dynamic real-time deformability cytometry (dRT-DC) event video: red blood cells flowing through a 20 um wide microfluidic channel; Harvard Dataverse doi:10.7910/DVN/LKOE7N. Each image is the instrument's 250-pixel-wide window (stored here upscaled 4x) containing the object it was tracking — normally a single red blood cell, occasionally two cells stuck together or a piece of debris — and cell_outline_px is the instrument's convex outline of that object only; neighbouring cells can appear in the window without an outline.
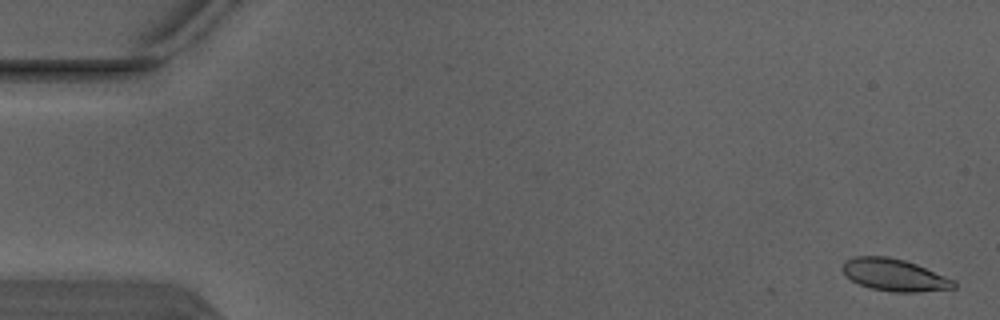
{"species": "Egyptian fruit bat (a non-hibernating species)", "species_latin": "Rousettus aegyptiacus", "temperature_condition": "warm", "stored_images_in_passage": 5, "camera_frame_rate_fps": 3000, "um_per_image_px": 0.085, "animal": {"sex": "male"}, "frame": {"image": 1, "passage_image": 1, "time_ms": 0.0, "image_size_px": [1000, 320], "cell_outline_px": [[956, 288], [920, 292], [892, 292], [872, 288], [860, 284], [844, 276], [840, 268], [844, 260], [856, 256], [888, 256], [904, 260], [916, 264], [956, 280]], "centroid_in_image_um": [76.01, 23.37], "position_along_channel_um": 9.0, "area_um2": 21.1}}